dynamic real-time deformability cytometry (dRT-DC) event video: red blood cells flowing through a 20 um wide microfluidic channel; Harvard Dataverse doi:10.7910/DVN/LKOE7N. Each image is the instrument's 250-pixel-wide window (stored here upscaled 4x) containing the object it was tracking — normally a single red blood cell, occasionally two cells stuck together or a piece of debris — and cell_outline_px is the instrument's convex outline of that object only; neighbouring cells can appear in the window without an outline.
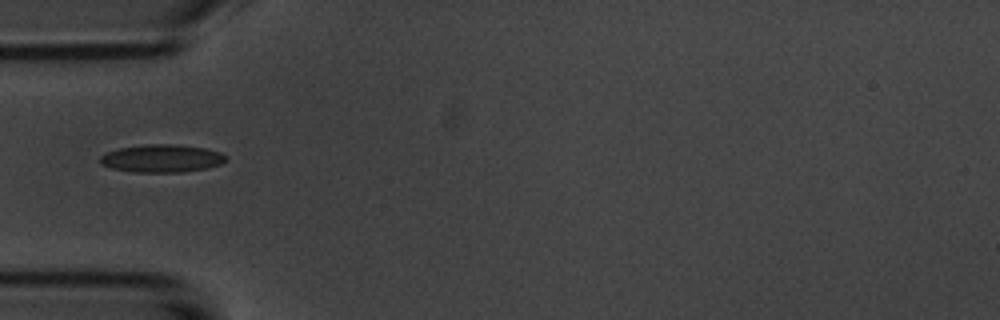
{"species": "common noctule bat (a hibernating species)", "species_latin": "Nyctalus noctula", "temperature_condition": "room temperature", "stored_images_in_passage": 1, "camera_frame_rate_fps": 3000, "um_per_image_px": 0.085, "animal": {"sex": "male", "body_mass_g": 20.1, "forearm_length_mm": 53.5}, "frame": {"image": 1, "passage_image": 1, "time_ms": 0.0, "image_size_px": [1000, 320], "cell_outline_px": [[228, 160], [220, 164], [208, 168], [184, 172], [132, 172], [112, 168], [100, 164], [100, 156], [108, 152], [120, 148], [148, 144], [176, 144], [204, 148], [220, 152], [228, 156]], "centroid_in_image_um": [13.79, 13.47], "position_along_channel_um": 71.2, "area_um2": 20.46}}